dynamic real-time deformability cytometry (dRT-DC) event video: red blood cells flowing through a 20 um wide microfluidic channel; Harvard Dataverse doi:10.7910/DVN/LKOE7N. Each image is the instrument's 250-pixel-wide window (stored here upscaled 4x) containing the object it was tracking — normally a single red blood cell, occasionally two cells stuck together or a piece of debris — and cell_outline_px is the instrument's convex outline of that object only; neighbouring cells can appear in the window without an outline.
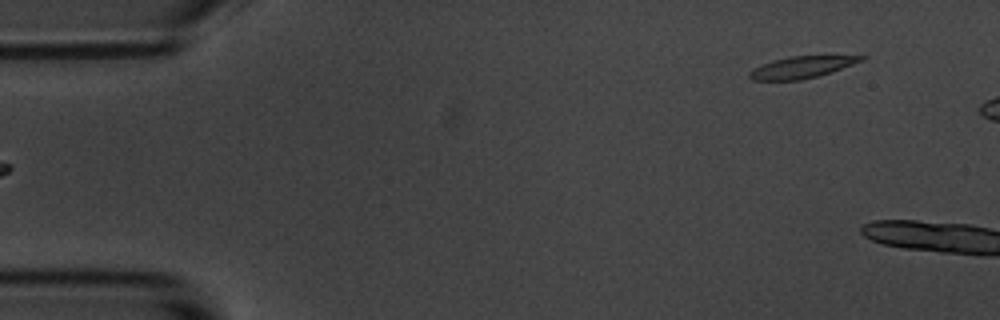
{"species": "common noctule bat (a hibernating species)", "species_latin": "Nyctalus noctula", "temperature_condition": "room temperature", "stored_images_in_passage": 5, "camera_frame_rate_fps": 3000, "um_per_image_px": 0.085, "animal": {"sex": "male", "body_mass_g": 20.1, "forearm_length_mm": 53.5}, "frame": {"image": 1, "passage_image": 5, "time_ms": 4.667, "image_size_px": [1000, 320], "cell_outline_px": [[868, 56], [864, 60], [832, 72], [800, 80], [752, 80], [748, 76], [748, 72], [772, 60], [788, 56]], "centroid_in_image_um": [68.14, 5.71], "position_along_channel_um": 16.9, "area_um2": 13.99}}